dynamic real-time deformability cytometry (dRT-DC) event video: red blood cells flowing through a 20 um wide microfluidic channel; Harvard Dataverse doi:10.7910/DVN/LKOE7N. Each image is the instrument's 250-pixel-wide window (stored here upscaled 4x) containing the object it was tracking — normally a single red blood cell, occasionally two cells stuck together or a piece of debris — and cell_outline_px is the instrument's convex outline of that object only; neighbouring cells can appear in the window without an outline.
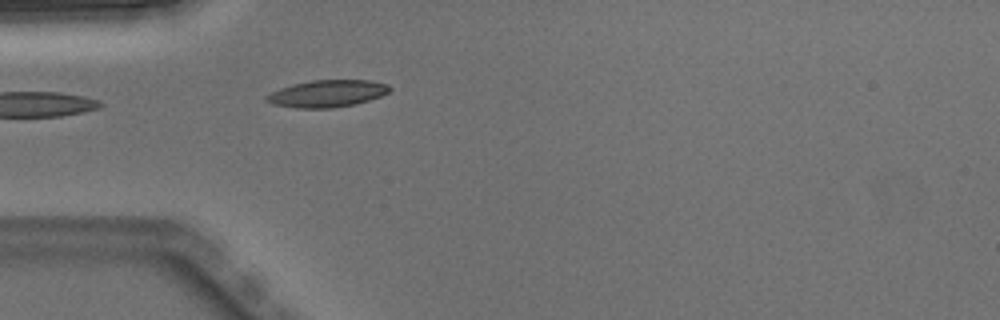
{"species": "Egyptian fruit bat (a non-hibernating species)", "species_latin": "Rousettus aegyptiacus", "temperature_condition": "warm", "stored_images_in_passage": 4, "segment_of_instrument_passage": [2, 2], "camera_frame_rate_fps": 3000, "um_per_image_px": 0.085, "animal": {"sex": "male"}, "frame": {"image": 1, "passage_image": 4, "time_ms": 1.0, "image_size_px": [1000, 320], "cell_outline_px": [[392, 88], [388, 92], [380, 96], [356, 104], [332, 108], [296, 108], [272, 104], [264, 100], [264, 96], [280, 88], [292, 84], [312, 80], [372, 80], [388, 84]], "centroid_in_image_um": [27.8, 7.95], "position_along_channel_um": 57.2, "area_um2": 19.54}}